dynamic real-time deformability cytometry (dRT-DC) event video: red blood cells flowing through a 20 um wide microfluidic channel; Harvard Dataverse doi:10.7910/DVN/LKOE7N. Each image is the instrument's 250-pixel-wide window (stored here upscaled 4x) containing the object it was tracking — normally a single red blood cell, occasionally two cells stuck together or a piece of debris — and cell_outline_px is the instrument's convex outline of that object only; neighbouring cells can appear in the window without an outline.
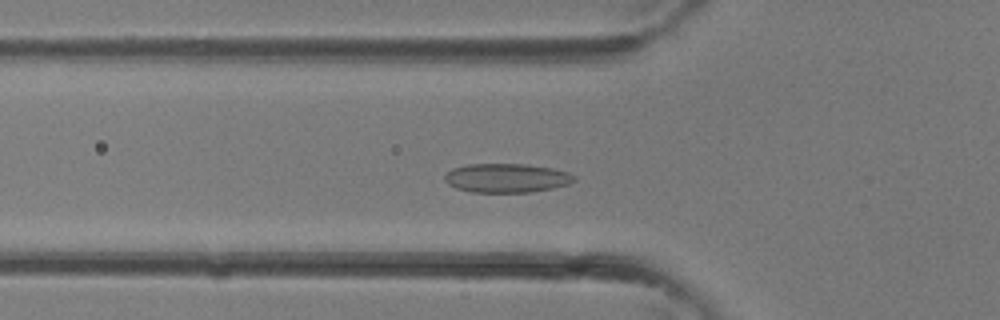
{"species": "common noctule bat (a hibernating species)", "species_latin": "Nyctalus noctula", "temperature_condition": "room temperature", "stored_images_in_passage": 36, "camera_frame_rate_fps": 3000, "um_per_image_px": 0.085, "animal": {"sex": "female"}, "frame": {"image": 1, "passage_image": 12, "time_ms": 3.667, "image_size_px": [1000, 320], "cell_outline_px": [[576, 180], [568, 184], [552, 188], [532, 192], [472, 192], [456, 188], [448, 184], [444, 180], [444, 176], [452, 168], [468, 164], [528, 164], [552, 168], [568, 172], [576, 176]], "centroid_in_image_um": [43.07, 15.13], "position_along_channel_um": 82.7, "area_um2": 21.96}}
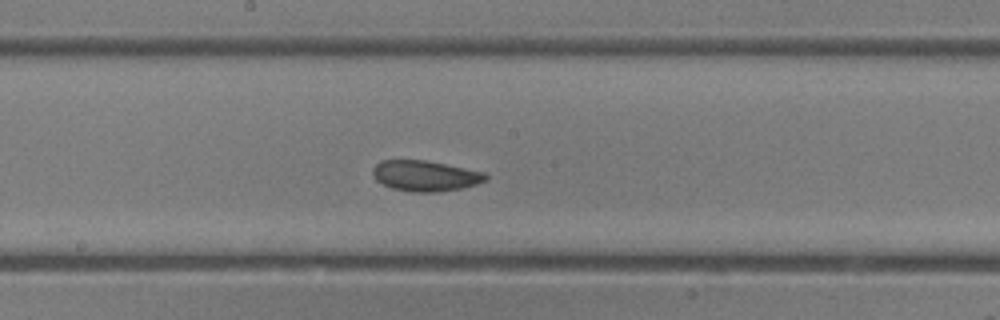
{"frame": {"image": 2, "passage_image": 19, "time_ms": 6.0, "image_size_px": [1000, 320], "cell_outline_px": [[488, 180], [476, 184], [460, 188], [436, 192], [412, 192], [392, 188], [376, 180], [372, 172], [372, 168], [380, 160], [424, 160], [484, 172], [488, 176]], "centroid_in_image_um": [36.13, 14.94], "position_along_channel_um": 212.1, "area_um2": 20.0}}
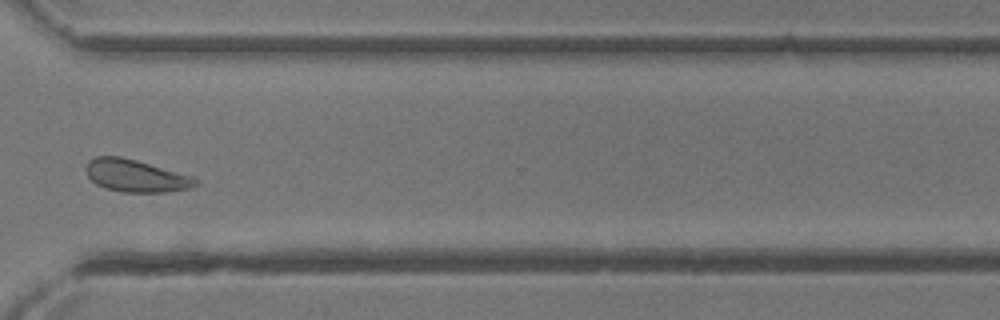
{"frame": {"image": 3, "passage_image": 27, "time_ms": 8.667, "image_size_px": [1000, 320], "cell_outline_px": [[200, 180], [196, 184], [188, 188], [168, 192], [124, 192], [104, 188], [96, 184], [88, 176], [84, 168], [88, 160], [96, 156], [120, 156], [136, 160], [192, 176]], "centroid_in_image_um": [11.5, 14.94], "position_along_channel_um": 359.1, "area_um2": 20.63}}